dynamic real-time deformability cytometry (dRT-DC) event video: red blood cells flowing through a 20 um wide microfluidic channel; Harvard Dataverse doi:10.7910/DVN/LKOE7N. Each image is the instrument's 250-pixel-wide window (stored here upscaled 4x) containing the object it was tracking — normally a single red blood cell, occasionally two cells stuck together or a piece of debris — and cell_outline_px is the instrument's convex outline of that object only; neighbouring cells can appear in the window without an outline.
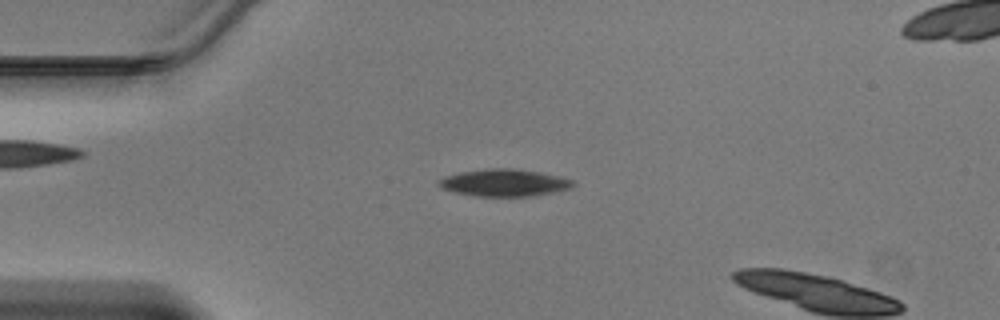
{"species": "Egyptian fruit bat (a non-hibernating species)", "species_latin": "Rousettus aegyptiacus", "temperature_condition": "warm", "stored_images_in_passage": 12, "camera_frame_rate_fps": 3000, "um_per_image_px": 0.085, "animal": {"sex": "male"}, "frame": {"image": 1, "passage_image": 10, "time_ms": 3.0, "image_size_px": [1000, 320], "cell_outline_px": [[576, 184], [572, 188], [532, 196], [472, 196], [452, 192], [440, 188], [436, 184], [436, 180], [444, 176], [460, 172], [488, 168], [512, 168], [540, 172], [560, 176], [572, 180]], "centroid_in_image_um": [42.8, 15.53], "position_along_channel_um": 42.2, "area_um2": 21.56}}